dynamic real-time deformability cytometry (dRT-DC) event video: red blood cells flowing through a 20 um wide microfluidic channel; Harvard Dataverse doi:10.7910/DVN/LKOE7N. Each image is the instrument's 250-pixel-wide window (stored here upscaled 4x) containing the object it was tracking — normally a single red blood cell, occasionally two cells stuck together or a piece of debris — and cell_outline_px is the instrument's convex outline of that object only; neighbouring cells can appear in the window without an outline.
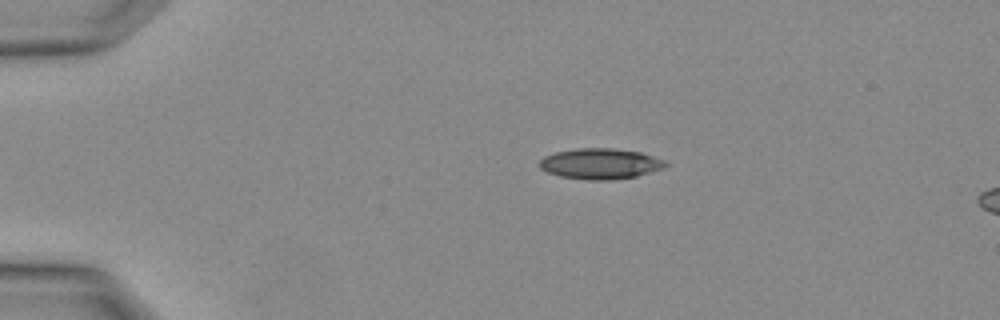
{"species": "Egyptian fruit bat (a non-hibernating species)", "species_latin": "Rousettus aegyptiacus", "temperature_condition": "warm", "stored_images_in_passage": 2, "camera_frame_rate_fps": 3000, "um_per_image_px": 0.085, "animal": {"sex": "female"}, "frame": {"image": 1, "passage_image": 1, "time_ms": 0.0, "image_size_px": [1000, 320], "cell_outline_px": [[668, 164], [664, 168], [636, 176], [612, 180], [588, 180], [560, 176], [548, 172], [540, 168], [540, 160], [544, 156], [556, 152], [576, 148], [612, 148], [640, 152], [664, 160]], "centroid_in_image_um": [51.02, 13.91], "position_along_channel_um": 34.0, "area_um2": 22.43}}